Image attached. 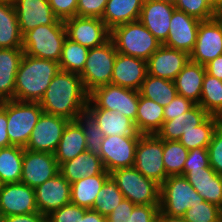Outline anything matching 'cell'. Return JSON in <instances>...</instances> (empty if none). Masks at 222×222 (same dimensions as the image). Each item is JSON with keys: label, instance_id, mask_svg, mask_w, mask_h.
Masks as SVG:
<instances>
[{"label": "cell", "instance_id": "45", "mask_svg": "<svg viewBox=\"0 0 222 222\" xmlns=\"http://www.w3.org/2000/svg\"><path fill=\"white\" fill-rule=\"evenodd\" d=\"M207 149L209 153V165L217 174L222 175V123L214 131Z\"/></svg>", "mask_w": 222, "mask_h": 222}, {"label": "cell", "instance_id": "41", "mask_svg": "<svg viewBox=\"0 0 222 222\" xmlns=\"http://www.w3.org/2000/svg\"><path fill=\"white\" fill-rule=\"evenodd\" d=\"M175 8L200 21L209 20L219 15V8L212 0H177Z\"/></svg>", "mask_w": 222, "mask_h": 222}, {"label": "cell", "instance_id": "21", "mask_svg": "<svg viewBox=\"0 0 222 222\" xmlns=\"http://www.w3.org/2000/svg\"><path fill=\"white\" fill-rule=\"evenodd\" d=\"M147 74V61L117 52L111 84L139 91Z\"/></svg>", "mask_w": 222, "mask_h": 222}, {"label": "cell", "instance_id": "6", "mask_svg": "<svg viewBox=\"0 0 222 222\" xmlns=\"http://www.w3.org/2000/svg\"><path fill=\"white\" fill-rule=\"evenodd\" d=\"M125 199L135 205H159L160 185L142 175L134 166L110 173Z\"/></svg>", "mask_w": 222, "mask_h": 222}, {"label": "cell", "instance_id": "2", "mask_svg": "<svg viewBox=\"0 0 222 222\" xmlns=\"http://www.w3.org/2000/svg\"><path fill=\"white\" fill-rule=\"evenodd\" d=\"M59 70L56 61L24 54L16 73L14 99L39 102Z\"/></svg>", "mask_w": 222, "mask_h": 222}, {"label": "cell", "instance_id": "57", "mask_svg": "<svg viewBox=\"0 0 222 222\" xmlns=\"http://www.w3.org/2000/svg\"><path fill=\"white\" fill-rule=\"evenodd\" d=\"M159 1H162L164 3H168V4H171L173 6H175L177 0H159Z\"/></svg>", "mask_w": 222, "mask_h": 222}, {"label": "cell", "instance_id": "1", "mask_svg": "<svg viewBox=\"0 0 222 222\" xmlns=\"http://www.w3.org/2000/svg\"><path fill=\"white\" fill-rule=\"evenodd\" d=\"M89 93L79 74L59 70L39 101L43 112L75 120L86 112Z\"/></svg>", "mask_w": 222, "mask_h": 222}, {"label": "cell", "instance_id": "54", "mask_svg": "<svg viewBox=\"0 0 222 222\" xmlns=\"http://www.w3.org/2000/svg\"><path fill=\"white\" fill-rule=\"evenodd\" d=\"M206 73L222 81V55L205 65Z\"/></svg>", "mask_w": 222, "mask_h": 222}, {"label": "cell", "instance_id": "19", "mask_svg": "<svg viewBox=\"0 0 222 222\" xmlns=\"http://www.w3.org/2000/svg\"><path fill=\"white\" fill-rule=\"evenodd\" d=\"M200 22L185 12L175 9L170 21L168 38L163 45L190 54L196 43Z\"/></svg>", "mask_w": 222, "mask_h": 222}, {"label": "cell", "instance_id": "35", "mask_svg": "<svg viewBox=\"0 0 222 222\" xmlns=\"http://www.w3.org/2000/svg\"><path fill=\"white\" fill-rule=\"evenodd\" d=\"M141 96L167 106L177 95L174 81L147 74L139 90Z\"/></svg>", "mask_w": 222, "mask_h": 222}, {"label": "cell", "instance_id": "61", "mask_svg": "<svg viewBox=\"0 0 222 222\" xmlns=\"http://www.w3.org/2000/svg\"><path fill=\"white\" fill-rule=\"evenodd\" d=\"M0 2H13V0H0Z\"/></svg>", "mask_w": 222, "mask_h": 222}, {"label": "cell", "instance_id": "16", "mask_svg": "<svg viewBox=\"0 0 222 222\" xmlns=\"http://www.w3.org/2000/svg\"><path fill=\"white\" fill-rule=\"evenodd\" d=\"M58 173L59 164L54 154L24 149L21 183L36 188Z\"/></svg>", "mask_w": 222, "mask_h": 222}, {"label": "cell", "instance_id": "56", "mask_svg": "<svg viewBox=\"0 0 222 222\" xmlns=\"http://www.w3.org/2000/svg\"><path fill=\"white\" fill-rule=\"evenodd\" d=\"M157 222H187L184 217L170 216L162 211H159L157 216Z\"/></svg>", "mask_w": 222, "mask_h": 222}, {"label": "cell", "instance_id": "39", "mask_svg": "<svg viewBox=\"0 0 222 222\" xmlns=\"http://www.w3.org/2000/svg\"><path fill=\"white\" fill-rule=\"evenodd\" d=\"M189 150L177 140H163V162L166 175H182Z\"/></svg>", "mask_w": 222, "mask_h": 222}, {"label": "cell", "instance_id": "11", "mask_svg": "<svg viewBox=\"0 0 222 222\" xmlns=\"http://www.w3.org/2000/svg\"><path fill=\"white\" fill-rule=\"evenodd\" d=\"M222 55V17L201 21L190 61L205 66Z\"/></svg>", "mask_w": 222, "mask_h": 222}, {"label": "cell", "instance_id": "26", "mask_svg": "<svg viewBox=\"0 0 222 222\" xmlns=\"http://www.w3.org/2000/svg\"><path fill=\"white\" fill-rule=\"evenodd\" d=\"M210 115L196 104L178 117L164 121L156 135L162 140H179L183 133L202 124Z\"/></svg>", "mask_w": 222, "mask_h": 222}, {"label": "cell", "instance_id": "48", "mask_svg": "<svg viewBox=\"0 0 222 222\" xmlns=\"http://www.w3.org/2000/svg\"><path fill=\"white\" fill-rule=\"evenodd\" d=\"M108 0H78L76 16L102 18Z\"/></svg>", "mask_w": 222, "mask_h": 222}, {"label": "cell", "instance_id": "28", "mask_svg": "<svg viewBox=\"0 0 222 222\" xmlns=\"http://www.w3.org/2000/svg\"><path fill=\"white\" fill-rule=\"evenodd\" d=\"M205 74V66L189 60L173 80L177 94L199 104Z\"/></svg>", "mask_w": 222, "mask_h": 222}, {"label": "cell", "instance_id": "33", "mask_svg": "<svg viewBox=\"0 0 222 222\" xmlns=\"http://www.w3.org/2000/svg\"><path fill=\"white\" fill-rule=\"evenodd\" d=\"M0 48H22V34L13 2H0Z\"/></svg>", "mask_w": 222, "mask_h": 222}, {"label": "cell", "instance_id": "30", "mask_svg": "<svg viewBox=\"0 0 222 222\" xmlns=\"http://www.w3.org/2000/svg\"><path fill=\"white\" fill-rule=\"evenodd\" d=\"M144 1L108 0L101 19L110 31L119 25L137 21Z\"/></svg>", "mask_w": 222, "mask_h": 222}, {"label": "cell", "instance_id": "14", "mask_svg": "<svg viewBox=\"0 0 222 222\" xmlns=\"http://www.w3.org/2000/svg\"><path fill=\"white\" fill-rule=\"evenodd\" d=\"M69 121L67 118L43 112L24 149L54 154Z\"/></svg>", "mask_w": 222, "mask_h": 222}, {"label": "cell", "instance_id": "52", "mask_svg": "<svg viewBox=\"0 0 222 222\" xmlns=\"http://www.w3.org/2000/svg\"><path fill=\"white\" fill-rule=\"evenodd\" d=\"M3 222H47V216L40 212L9 215L4 217Z\"/></svg>", "mask_w": 222, "mask_h": 222}, {"label": "cell", "instance_id": "3", "mask_svg": "<svg viewBox=\"0 0 222 222\" xmlns=\"http://www.w3.org/2000/svg\"><path fill=\"white\" fill-rule=\"evenodd\" d=\"M110 39L117 52L145 61L162 45L139 20L113 28Z\"/></svg>", "mask_w": 222, "mask_h": 222}, {"label": "cell", "instance_id": "47", "mask_svg": "<svg viewBox=\"0 0 222 222\" xmlns=\"http://www.w3.org/2000/svg\"><path fill=\"white\" fill-rule=\"evenodd\" d=\"M195 105L196 103H194L190 99L177 94L175 98L167 106L164 107V121L172 120L178 117L179 115L189 111Z\"/></svg>", "mask_w": 222, "mask_h": 222}, {"label": "cell", "instance_id": "22", "mask_svg": "<svg viewBox=\"0 0 222 222\" xmlns=\"http://www.w3.org/2000/svg\"><path fill=\"white\" fill-rule=\"evenodd\" d=\"M175 9V6L159 0H145L138 20L163 44L168 38Z\"/></svg>", "mask_w": 222, "mask_h": 222}, {"label": "cell", "instance_id": "12", "mask_svg": "<svg viewBox=\"0 0 222 222\" xmlns=\"http://www.w3.org/2000/svg\"><path fill=\"white\" fill-rule=\"evenodd\" d=\"M139 138L140 136H105L99 153L104 169L111 173L119 168L132 167Z\"/></svg>", "mask_w": 222, "mask_h": 222}, {"label": "cell", "instance_id": "43", "mask_svg": "<svg viewBox=\"0 0 222 222\" xmlns=\"http://www.w3.org/2000/svg\"><path fill=\"white\" fill-rule=\"evenodd\" d=\"M183 217L187 222H222V209L204 201L187 209Z\"/></svg>", "mask_w": 222, "mask_h": 222}, {"label": "cell", "instance_id": "9", "mask_svg": "<svg viewBox=\"0 0 222 222\" xmlns=\"http://www.w3.org/2000/svg\"><path fill=\"white\" fill-rule=\"evenodd\" d=\"M138 104L139 91L107 84L89 93L86 108H103L120 112L135 123Z\"/></svg>", "mask_w": 222, "mask_h": 222}, {"label": "cell", "instance_id": "49", "mask_svg": "<svg viewBox=\"0 0 222 222\" xmlns=\"http://www.w3.org/2000/svg\"><path fill=\"white\" fill-rule=\"evenodd\" d=\"M159 205H135L128 222H157Z\"/></svg>", "mask_w": 222, "mask_h": 222}, {"label": "cell", "instance_id": "29", "mask_svg": "<svg viewBox=\"0 0 222 222\" xmlns=\"http://www.w3.org/2000/svg\"><path fill=\"white\" fill-rule=\"evenodd\" d=\"M85 151H87V145L84 132L76 120H70L63 131L54 157L60 166Z\"/></svg>", "mask_w": 222, "mask_h": 222}, {"label": "cell", "instance_id": "60", "mask_svg": "<svg viewBox=\"0 0 222 222\" xmlns=\"http://www.w3.org/2000/svg\"><path fill=\"white\" fill-rule=\"evenodd\" d=\"M219 16L222 17V5L219 7Z\"/></svg>", "mask_w": 222, "mask_h": 222}, {"label": "cell", "instance_id": "5", "mask_svg": "<svg viewBox=\"0 0 222 222\" xmlns=\"http://www.w3.org/2000/svg\"><path fill=\"white\" fill-rule=\"evenodd\" d=\"M67 32L65 25H40L22 36L24 54L59 62Z\"/></svg>", "mask_w": 222, "mask_h": 222}, {"label": "cell", "instance_id": "51", "mask_svg": "<svg viewBox=\"0 0 222 222\" xmlns=\"http://www.w3.org/2000/svg\"><path fill=\"white\" fill-rule=\"evenodd\" d=\"M134 206L135 204L130 200L124 199L112 210L111 214L106 217L107 222H128Z\"/></svg>", "mask_w": 222, "mask_h": 222}, {"label": "cell", "instance_id": "32", "mask_svg": "<svg viewBox=\"0 0 222 222\" xmlns=\"http://www.w3.org/2000/svg\"><path fill=\"white\" fill-rule=\"evenodd\" d=\"M164 107L139 93V104L135 120V128L142 135L156 134L164 122Z\"/></svg>", "mask_w": 222, "mask_h": 222}, {"label": "cell", "instance_id": "31", "mask_svg": "<svg viewBox=\"0 0 222 222\" xmlns=\"http://www.w3.org/2000/svg\"><path fill=\"white\" fill-rule=\"evenodd\" d=\"M110 177L104 170L101 174L87 176L71 184V203L86 209H92L101 187Z\"/></svg>", "mask_w": 222, "mask_h": 222}, {"label": "cell", "instance_id": "20", "mask_svg": "<svg viewBox=\"0 0 222 222\" xmlns=\"http://www.w3.org/2000/svg\"><path fill=\"white\" fill-rule=\"evenodd\" d=\"M189 60L187 52L162 44L147 60L148 74L173 81Z\"/></svg>", "mask_w": 222, "mask_h": 222}, {"label": "cell", "instance_id": "46", "mask_svg": "<svg viewBox=\"0 0 222 222\" xmlns=\"http://www.w3.org/2000/svg\"><path fill=\"white\" fill-rule=\"evenodd\" d=\"M209 153L207 148H194L189 150L187 160L183 168L182 176L190 170H197L200 168H209Z\"/></svg>", "mask_w": 222, "mask_h": 222}, {"label": "cell", "instance_id": "59", "mask_svg": "<svg viewBox=\"0 0 222 222\" xmlns=\"http://www.w3.org/2000/svg\"><path fill=\"white\" fill-rule=\"evenodd\" d=\"M3 221H4V216H3L2 211L0 209V222H3Z\"/></svg>", "mask_w": 222, "mask_h": 222}, {"label": "cell", "instance_id": "27", "mask_svg": "<svg viewBox=\"0 0 222 222\" xmlns=\"http://www.w3.org/2000/svg\"><path fill=\"white\" fill-rule=\"evenodd\" d=\"M104 170L100 156L88 150L59 166L60 174L65 177L70 184L87 176L101 174Z\"/></svg>", "mask_w": 222, "mask_h": 222}, {"label": "cell", "instance_id": "4", "mask_svg": "<svg viewBox=\"0 0 222 222\" xmlns=\"http://www.w3.org/2000/svg\"><path fill=\"white\" fill-rule=\"evenodd\" d=\"M0 107L7 113V134L12 146L25 148L43 109L39 102L7 100Z\"/></svg>", "mask_w": 222, "mask_h": 222}, {"label": "cell", "instance_id": "15", "mask_svg": "<svg viewBox=\"0 0 222 222\" xmlns=\"http://www.w3.org/2000/svg\"><path fill=\"white\" fill-rule=\"evenodd\" d=\"M22 36L40 25H65L52 11L48 0H13Z\"/></svg>", "mask_w": 222, "mask_h": 222}, {"label": "cell", "instance_id": "13", "mask_svg": "<svg viewBox=\"0 0 222 222\" xmlns=\"http://www.w3.org/2000/svg\"><path fill=\"white\" fill-rule=\"evenodd\" d=\"M67 38L91 49L110 39V30L101 18L74 16L64 20Z\"/></svg>", "mask_w": 222, "mask_h": 222}, {"label": "cell", "instance_id": "36", "mask_svg": "<svg viewBox=\"0 0 222 222\" xmlns=\"http://www.w3.org/2000/svg\"><path fill=\"white\" fill-rule=\"evenodd\" d=\"M221 123V118L210 115L202 124L182 134L178 140L186 149L208 148L216 128Z\"/></svg>", "mask_w": 222, "mask_h": 222}, {"label": "cell", "instance_id": "37", "mask_svg": "<svg viewBox=\"0 0 222 222\" xmlns=\"http://www.w3.org/2000/svg\"><path fill=\"white\" fill-rule=\"evenodd\" d=\"M199 105L209 114L222 118V81L205 74Z\"/></svg>", "mask_w": 222, "mask_h": 222}, {"label": "cell", "instance_id": "18", "mask_svg": "<svg viewBox=\"0 0 222 222\" xmlns=\"http://www.w3.org/2000/svg\"><path fill=\"white\" fill-rule=\"evenodd\" d=\"M0 209L4 217L38 212L34 188L21 182L0 185Z\"/></svg>", "mask_w": 222, "mask_h": 222}, {"label": "cell", "instance_id": "24", "mask_svg": "<svg viewBox=\"0 0 222 222\" xmlns=\"http://www.w3.org/2000/svg\"><path fill=\"white\" fill-rule=\"evenodd\" d=\"M86 112L96 122L105 136H141L134 122L120 112L103 108H86Z\"/></svg>", "mask_w": 222, "mask_h": 222}, {"label": "cell", "instance_id": "17", "mask_svg": "<svg viewBox=\"0 0 222 222\" xmlns=\"http://www.w3.org/2000/svg\"><path fill=\"white\" fill-rule=\"evenodd\" d=\"M34 191L38 212L45 216L71 202V184L60 173Z\"/></svg>", "mask_w": 222, "mask_h": 222}, {"label": "cell", "instance_id": "23", "mask_svg": "<svg viewBox=\"0 0 222 222\" xmlns=\"http://www.w3.org/2000/svg\"><path fill=\"white\" fill-rule=\"evenodd\" d=\"M184 177L190 182L204 201L222 209V175L212 167L188 171Z\"/></svg>", "mask_w": 222, "mask_h": 222}, {"label": "cell", "instance_id": "44", "mask_svg": "<svg viewBox=\"0 0 222 222\" xmlns=\"http://www.w3.org/2000/svg\"><path fill=\"white\" fill-rule=\"evenodd\" d=\"M87 210L70 202L47 215V222H77Z\"/></svg>", "mask_w": 222, "mask_h": 222}, {"label": "cell", "instance_id": "38", "mask_svg": "<svg viewBox=\"0 0 222 222\" xmlns=\"http://www.w3.org/2000/svg\"><path fill=\"white\" fill-rule=\"evenodd\" d=\"M89 49L66 38L59 60L60 70L80 74L85 66Z\"/></svg>", "mask_w": 222, "mask_h": 222}, {"label": "cell", "instance_id": "55", "mask_svg": "<svg viewBox=\"0 0 222 222\" xmlns=\"http://www.w3.org/2000/svg\"><path fill=\"white\" fill-rule=\"evenodd\" d=\"M106 218L100 215L98 212L88 209L84 216L81 217L77 222H105Z\"/></svg>", "mask_w": 222, "mask_h": 222}, {"label": "cell", "instance_id": "50", "mask_svg": "<svg viewBox=\"0 0 222 222\" xmlns=\"http://www.w3.org/2000/svg\"><path fill=\"white\" fill-rule=\"evenodd\" d=\"M48 3L60 20L76 16L78 0H48Z\"/></svg>", "mask_w": 222, "mask_h": 222}, {"label": "cell", "instance_id": "8", "mask_svg": "<svg viewBox=\"0 0 222 222\" xmlns=\"http://www.w3.org/2000/svg\"><path fill=\"white\" fill-rule=\"evenodd\" d=\"M116 56L117 50L111 39L101 46L89 49L84 69L79 74L88 93L111 84Z\"/></svg>", "mask_w": 222, "mask_h": 222}, {"label": "cell", "instance_id": "53", "mask_svg": "<svg viewBox=\"0 0 222 222\" xmlns=\"http://www.w3.org/2000/svg\"><path fill=\"white\" fill-rule=\"evenodd\" d=\"M12 146L7 134V113L0 107V148Z\"/></svg>", "mask_w": 222, "mask_h": 222}, {"label": "cell", "instance_id": "25", "mask_svg": "<svg viewBox=\"0 0 222 222\" xmlns=\"http://www.w3.org/2000/svg\"><path fill=\"white\" fill-rule=\"evenodd\" d=\"M23 56L22 48H0V101L14 99L16 73Z\"/></svg>", "mask_w": 222, "mask_h": 222}, {"label": "cell", "instance_id": "58", "mask_svg": "<svg viewBox=\"0 0 222 222\" xmlns=\"http://www.w3.org/2000/svg\"><path fill=\"white\" fill-rule=\"evenodd\" d=\"M212 1L218 8L222 5V0H212Z\"/></svg>", "mask_w": 222, "mask_h": 222}, {"label": "cell", "instance_id": "34", "mask_svg": "<svg viewBox=\"0 0 222 222\" xmlns=\"http://www.w3.org/2000/svg\"><path fill=\"white\" fill-rule=\"evenodd\" d=\"M23 156V147L0 148V185L21 181Z\"/></svg>", "mask_w": 222, "mask_h": 222}, {"label": "cell", "instance_id": "40", "mask_svg": "<svg viewBox=\"0 0 222 222\" xmlns=\"http://www.w3.org/2000/svg\"><path fill=\"white\" fill-rule=\"evenodd\" d=\"M124 199L125 197L119 190L117 183L110 176L98 192L91 210L106 218Z\"/></svg>", "mask_w": 222, "mask_h": 222}, {"label": "cell", "instance_id": "42", "mask_svg": "<svg viewBox=\"0 0 222 222\" xmlns=\"http://www.w3.org/2000/svg\"><path fill=\"white\" fill-rule=\"evenodd\" d=\"M75 120L84 132L87 150L99 155L105 134L87 112L79 115Z\"/></svg>", "mask_w": 222, "mask_h": 222}, {"label": "cell", "instance_id": "10", "mask_svg": "<svg viewBox=\"0 0 222 222\" xmlns=\"http://www.w3.org/2000/svg\"><path fill=\"white\" fill-rule=\"evenodd\" d=\"M163 140L156 134L141 135L136 146L134 167L161 185L168 177L163 162Z\"/></svg>", "mask_w": 222, "mask_h": 222}, {"label": "cell", "instance_id": "7", "mask_svg": "<svg viewBox=\"0 0 222 222\" xmlns=\"http://www.w3.org/2000/svg\"><path fill=\"white\" fill-rule=\"evenodd\" d=\"M202 202L204 198L182 175L169 176L160 185L159 209L167 215L183 217L187 209Z\"/></svg>", "mask_w": 222, "mask_h": 222}]
</instances>
